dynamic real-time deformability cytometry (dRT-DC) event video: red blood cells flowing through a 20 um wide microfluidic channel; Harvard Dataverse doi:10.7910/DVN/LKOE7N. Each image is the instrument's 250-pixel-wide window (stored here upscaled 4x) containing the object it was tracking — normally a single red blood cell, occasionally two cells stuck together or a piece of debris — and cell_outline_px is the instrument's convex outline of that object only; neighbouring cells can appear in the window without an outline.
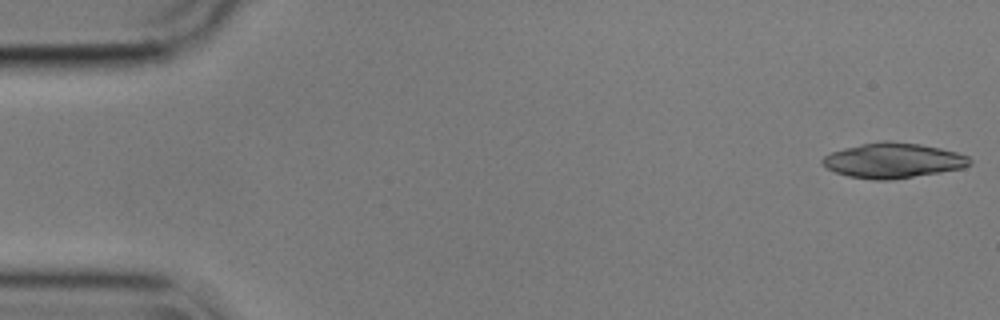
{"species": "common noctule bat (a hibernating species)", "species_latin": "Nyctalus noctula", "temperature_condition": "cold", "stored_images_in_passage": 30, "camera_frame_rate_fps": 3000, "um_per_image_px": 0.085, "animal": {"sex": "male", "body_mass_g": 17.9}, "frame": {"image": 1, "passage_image": 1, "time_ms": 0.0, "image_size_px": [1000, 320], "cell_outline_px": [[972, 164], [964, 168], [892, 180], [872, 180], [848, 176], [836, 172], [828, 168], [820, 160], [824, 156], [832, 152], [844, 148], [860, 144], [884, 140], [888, 140], [920, 144], [940, 148], [956, 152], [968, 156], [972, 160]], "centroid_in_image_um": [75.93, 13.64], "position_along_channel_um": 9.1, "area_um2": 30.17}}